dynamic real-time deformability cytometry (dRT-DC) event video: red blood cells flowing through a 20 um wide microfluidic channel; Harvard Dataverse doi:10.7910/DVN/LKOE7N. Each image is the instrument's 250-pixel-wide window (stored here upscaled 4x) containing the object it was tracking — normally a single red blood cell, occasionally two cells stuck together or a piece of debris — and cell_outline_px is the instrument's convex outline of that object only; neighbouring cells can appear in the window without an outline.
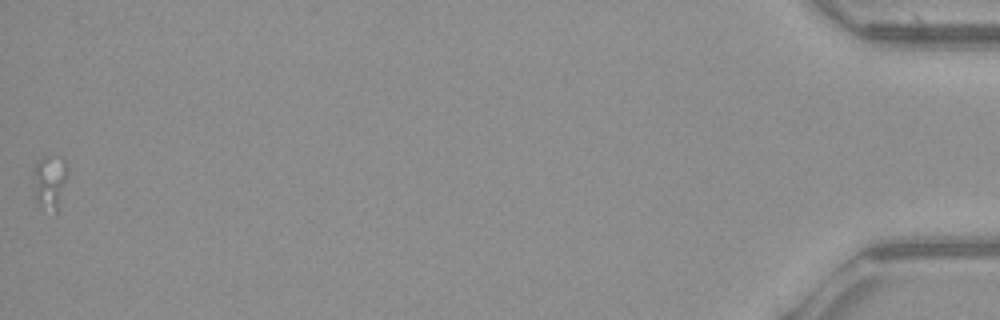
{"species": "common noctule bat (a hibernating species)", "species_latin": "Nyctalus noctula", "temperature_condition": "warm", "stored_images_in_passage": 45, "camera_frame_rate_fps": 3000, "um_per_image_px": 0.085, "animal": {"sex": "female", "body_mass_g": 21.9}, "frame": {"image": 1, "passage_image": 45, "time_ms": 14.667, "image_size_px": [1000, 320], "cell_outline_px": [[68, 172], [56, 212], [40, 208], [36, 204], [32, 168], [36, 160], [44, 156], [60, 156], [64, 160], [68, 168]], "centroid_in_image_um": [4.19, 15.41], "position_along_channel_um": 431.0, "area_um2": 11.04}}